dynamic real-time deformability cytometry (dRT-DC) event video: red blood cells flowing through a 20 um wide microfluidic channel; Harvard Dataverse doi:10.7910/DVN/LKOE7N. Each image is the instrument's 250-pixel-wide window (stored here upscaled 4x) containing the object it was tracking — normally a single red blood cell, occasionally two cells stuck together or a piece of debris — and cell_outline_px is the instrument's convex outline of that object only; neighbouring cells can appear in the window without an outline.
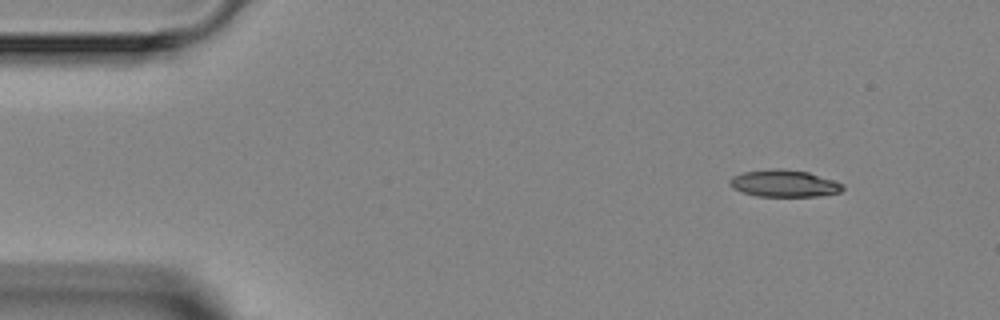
{"species": "Egyptian fruit bat (a non-hibernating species)", "species_latin": "Rousettus aegyptiacus", "temperature_condition": "room temperature", "stored_images_in_passage": 5, "camera_frame_rate_fps": 3000, "um_per_image_px": 0.085, "animal": {"sex": "female"}, "frame": {"image": 1, "passage_image": 2, "time_ms": 1.0, "image_size_px": [1000, 320], "cell_outline_px": [[844, 188], [840, 192], [820, 196], [756, 196], [740, 192], [732, 188], [728, 184], [728, 180], [732, 176], [744, 172], [772, 168], [780, 168], [808, 172], [844, 184]], "centroid_in_image_um": [66.6, 15.59], "position_along_channel_um": 18.4, "area_um2": 17.92}}
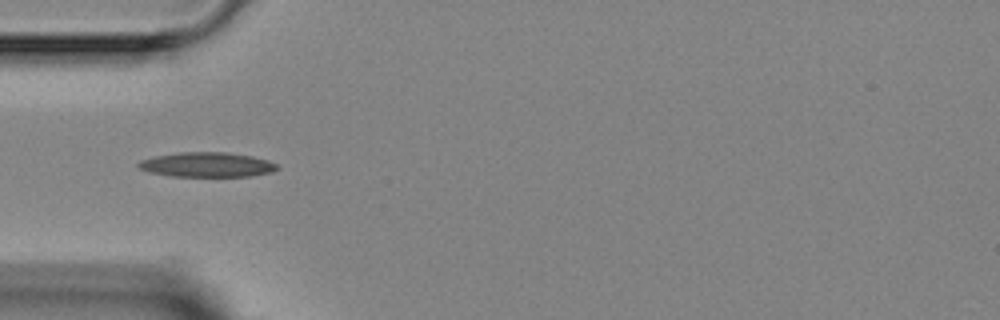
{"frame": {"image": 2, "passage_image": 5, "time_ms": 4.333, "image_size_px": [1000, 320], "cell_outline_px": [[280, 168], [272, 172], [252, 176], [172, 176], [148, 172], [140, 168], [136, 164], [140, 160], [156, 156], [180, 152], [228, 152], [252, 156], [268, 160], [276, 164]], "centroid_in_image_um": [17.61, 13.99], "position_along_channel_um": 67.4, "area_um2": 20.0}}